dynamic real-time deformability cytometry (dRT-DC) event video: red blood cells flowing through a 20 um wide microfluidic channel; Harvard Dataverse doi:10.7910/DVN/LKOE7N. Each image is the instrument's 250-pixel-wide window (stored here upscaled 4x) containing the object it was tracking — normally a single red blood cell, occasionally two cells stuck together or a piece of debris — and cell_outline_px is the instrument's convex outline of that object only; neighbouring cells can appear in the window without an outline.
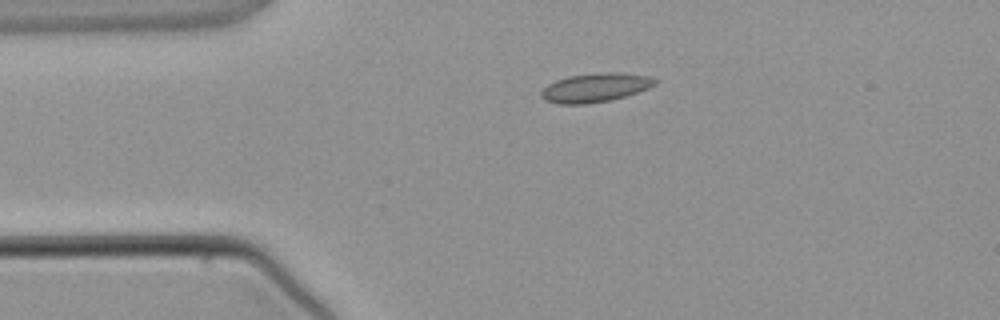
{"species": "common noctule bat (a hibernating species)", "species_latin": "Nyctalus noctula", "temperature_condition": "warm", "stored_images_in_passage": 2, "camera_frame_rate_fps": 3000, "um_per_image_px": 0.085, "animal": {"sex": "male", "body_mass_g": 21.5, "forearm_length_mm": 52.0}, "frame": {"image": 1, "passage_image": 1, "time_ms": 0.0, "image_size_px": [1000, 320], "cell_outline_px": [[660, 80], [656, 84], [648, 88], [612, 100], [588, 104], [560, 104], [544, 100], [540, 96], [540, 92], [548, 84], [556, 80], [568, 76], [600, 72], [616, 72], [648, 76]], "centroid_in_image_um": [50.59, 7.45], "position_along_channel_um": 34.4, "area_um2": 19.25}}